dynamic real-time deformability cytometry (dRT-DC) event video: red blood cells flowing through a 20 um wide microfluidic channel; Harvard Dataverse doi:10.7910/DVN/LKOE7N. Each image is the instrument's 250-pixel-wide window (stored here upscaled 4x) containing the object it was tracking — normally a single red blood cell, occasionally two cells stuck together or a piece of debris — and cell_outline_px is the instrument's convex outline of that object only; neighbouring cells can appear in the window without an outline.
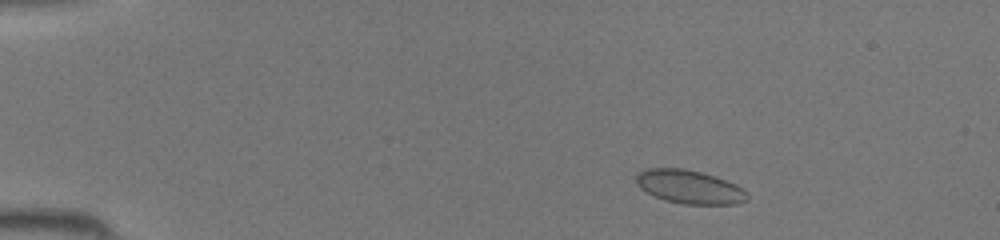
{"species": "common noctule bat (a hibernating species)", "species_latin": "Nyctalus noctula", "temperature_condition": "room temperature", "stored_images_in_passage": 40, "camera_frame_rate_fps": 3000, "um_per_image_px": 0.085, "animal": {"sex": "female", "body_mass_g": 19.5, "forearm_length_mm": 54.1}, "frame": {"image": 1, "passage_image": 3, "time_ms": 0.667, "image_size_px": [1000, 240], "cell_outline_px": [[748, 200], [736, 204], [680, 204], [664, 200], [640, 188], [636, 184], [636, 176], [640, 172], [648, 168], [684, 168], [700, 172], [736, 184], [748, 192]], "centroid_in_image_um": [58.62, 15.89], "position_along_channel_um": 26.4, "area_um2": 21.62}}
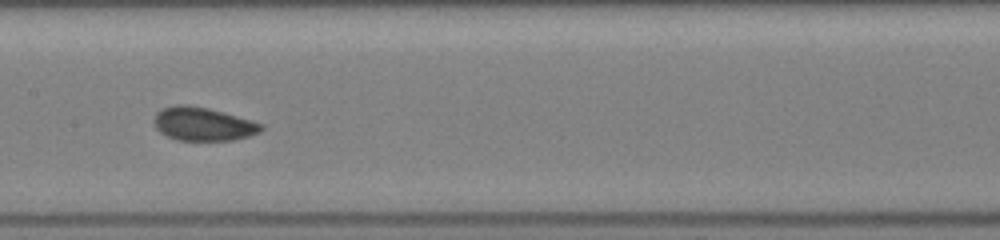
{"frame": {"image": 2, "passage_image": 19, "time_ms": 6.0, "image_size_px": [1000, 240], "cell_outline_px": [[264, 128], [260, 132], [248, 136], [232, 140], [176, 140], [160, 132], [156, 128], [152, 120], [156, 112], [160, 108], [176, 104], [188, 104], [208, 108], [224, 112], [264, 124]], "centroid_in_image_um": [17.23, 10.52], "position_along_channel_um": 190.2, "area_um2": 21.1}}
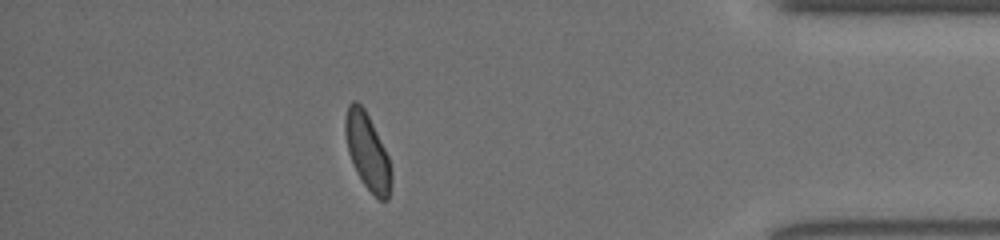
{"frame": {"image": 3, "passage_image": 35, "time_ms": 11.333, "image_size_px": [1000, 240], "cell_outline_px": [[392, 180], [388, 200], [380, 200], [364, 184], [356, 172], [348, 152], [344, 132], [344, 120], [348, 104], [352, 100], [356, 100], [364, 108], [388, 156], [392, 172]], "centroid_in_image_um": [31.21, 12.87], "position_along_channel_um": 404.0, "area_um2": 20.29}}